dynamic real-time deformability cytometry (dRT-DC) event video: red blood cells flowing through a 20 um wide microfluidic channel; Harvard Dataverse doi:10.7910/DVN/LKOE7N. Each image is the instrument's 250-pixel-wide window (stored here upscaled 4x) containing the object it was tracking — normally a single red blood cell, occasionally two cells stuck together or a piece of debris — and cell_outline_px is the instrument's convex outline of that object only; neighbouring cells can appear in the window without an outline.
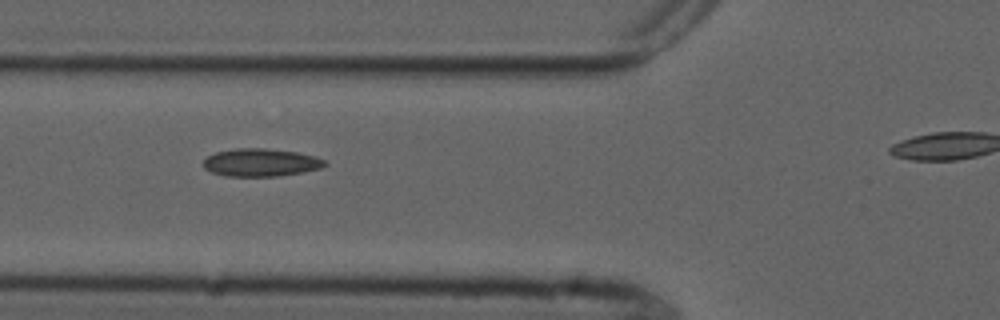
{"species": "common noctule bat (a hibernating species)", "species_latin": "Nyctalus noctula", "temperature_condition": "cold", "stored_images_in_passage": 3, "camera_frame_rate_fps": 3000, "um_per_image_px": 0.085, "animal": {"sex": "male", "forearm_length_mm": 52.5}, "frame": {"image": 1, "passage_image": 2, "time_ms": 1.0, "image_size_px": [1000, 320], "cell_outline_px": [[328, 164], [320, 168], [300, 172], [276, 176], [224, 176], [212, 172], [204, 168], [204, 160], [208, 156], [216, 152], [236, 148], [264, 148], [296, 152], [316, 156], [324, 160]], "centroid_in_image_um": [22.16, 13.81], "position_along_channel_um": 103.6, "area_um2": 19.54}}
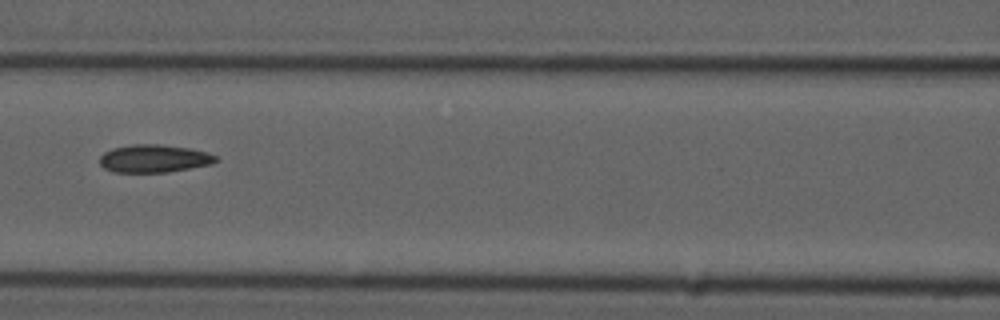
{"frame": {"image": 2, "passage_image": 3, "time_ms": 2.333, "image_size_px": [1000, 320], "cell_outline_px": [[220, 160], [212, 164], [168, 172], [112, 172], [104, 168], [100, 164], [100, 156], [104, 152], [112, 148], [136, 144], [160, 144], [192, 148], [208, 152], [216, 156]], "centroid_in_image_um": [13.12, 13.47], "position_along_channel_um": 153.5, "area_um2": 19.02}}